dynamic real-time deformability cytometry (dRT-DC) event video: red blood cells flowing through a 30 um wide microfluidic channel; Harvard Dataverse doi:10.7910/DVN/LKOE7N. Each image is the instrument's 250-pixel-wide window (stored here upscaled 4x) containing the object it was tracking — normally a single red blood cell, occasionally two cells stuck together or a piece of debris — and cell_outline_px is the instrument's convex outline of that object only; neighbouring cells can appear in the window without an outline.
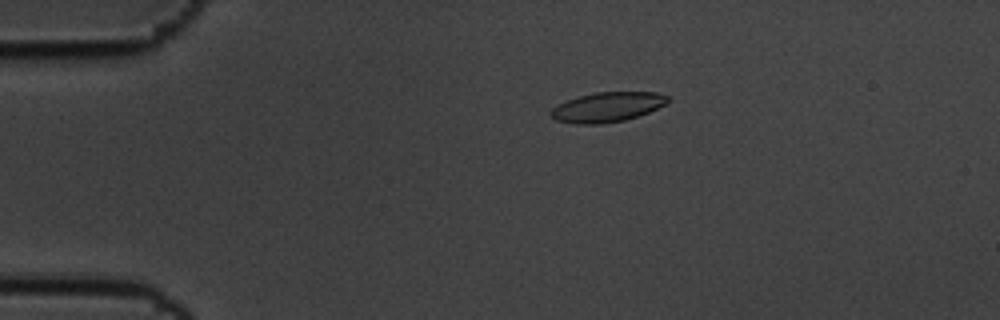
{"species": "common noctule bat (a hibernating species)", "species_latin": "Nyctalus noctula", "temperature_condition": "cold", "stored_images_in_passage": 6, "camera_frame_rate_fps": 3000, "um_per_image_px": 0.085, "animal": {"sex": "male", "body_mass_g": 19.5, "forearm_length_mm": 54.6}, "frame": {"image": 1, "passage_image": 4, "time_ms": 1.0, "image_size_px": [1000, 320], "cell_outline_px": [[672, 100], [668, 104], [648, 112], [624, 120], [600, 124], [576, 124], [556, 120], [548, 112], [552, 108], [568, 100], [580, 96], [596, 92], [656, 92], [668, 96]], "centroid_in_image_um": [51.66, 9.1], "position_along_channel_um": 33.3, "area_um2": 20.23}}
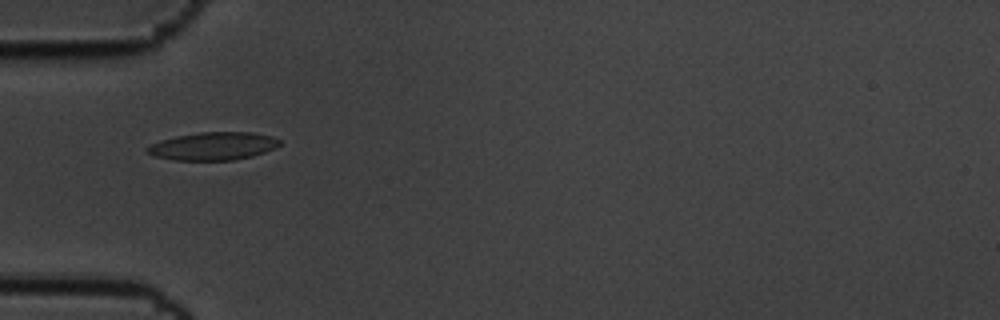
{"frame": {"image": 2, "passage_image": 6, "time_ms": 1.667, "image_size_px": [1000, 320], "cell_outline_px": [[280, 144], [276, 148], [252, 156], [232, 160], [172, 160], [156, 156], [148, 152], [144, 148], [160, 140], [176, 136], [200, 132], [252, 132], [272, 136], [280, 140]], "centroid_in_image_um": [18.13, 12.41], "position_along_channel_um": 66.9, "area_um2": 21.5}}